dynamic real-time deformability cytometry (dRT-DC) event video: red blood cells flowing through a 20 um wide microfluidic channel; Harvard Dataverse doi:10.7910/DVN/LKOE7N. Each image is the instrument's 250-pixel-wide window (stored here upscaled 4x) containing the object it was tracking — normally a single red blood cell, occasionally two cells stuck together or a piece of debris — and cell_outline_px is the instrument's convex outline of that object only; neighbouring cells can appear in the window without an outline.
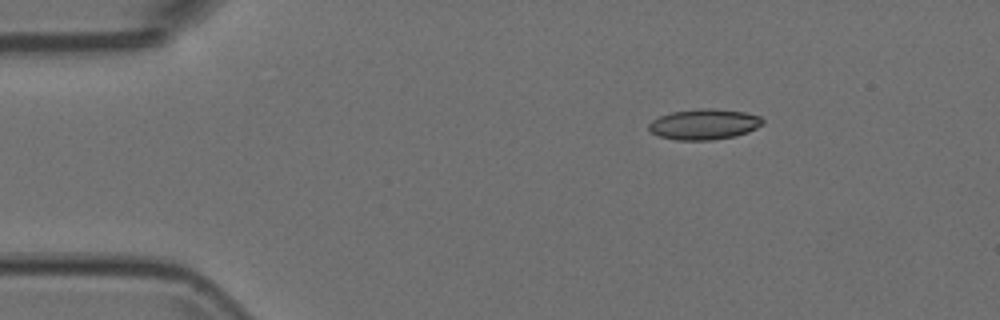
{"species": "Egyptian fruit bat (a non-hibernating species)", "species_latin": "Rousettus aegyptiacus", "temperature_condition": "room temperature", "stored_images_in_passage": 46, "camera_frame_rate_fps": 3000, "um_per_image_px": 0.085, "animal": {"sex": "female"}, "frame": {"image": 1, "passage_image": 1, "time_ms": 0.0, "image_size_px": [1000, 320], "cell_outline_px": [[764, 124], [748, 132], [736, 136], [712, 140], [676, 140], [660, 136], [652, 132], [648, 128], [648, 124], [652, 120], [660, 116], [672, 112], [700, 108], [716, 108], [744, 112], [760, 116], [764, 120]], "centroid_in_image_um": [59.88, 10.56], "position_along_channel_um": 25.1, "area_um2": 20.4}}
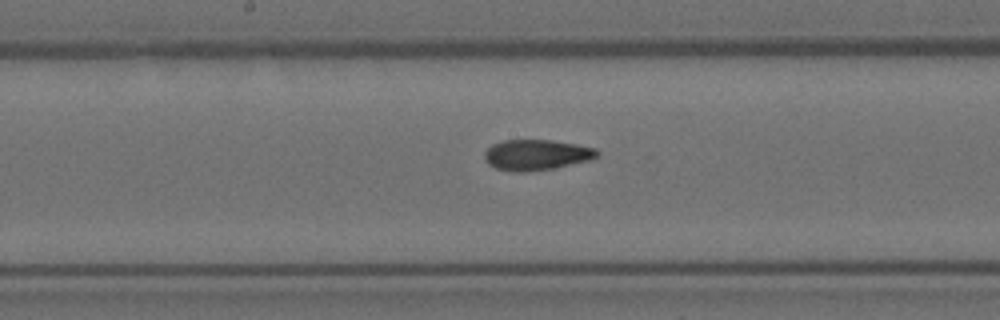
{"frame": {"image": 2, "passage_image": 20, "time_ms": 6.333, "image_size_px": [1000, 320], "cell_outline_px": [[600, 156], [592, 160], [552, 168], [524, 172], [512, 172], [496, 168], [488, 164], [484, 160], [484, 152], [492, 144], [504, 140], [552, 140], [576, 144], [596, 148], [600, 152]], "centroid_in_image_um": [45.61, 13.16], "position_along_channel_um": 202.6, "area_um2": 20.29}}
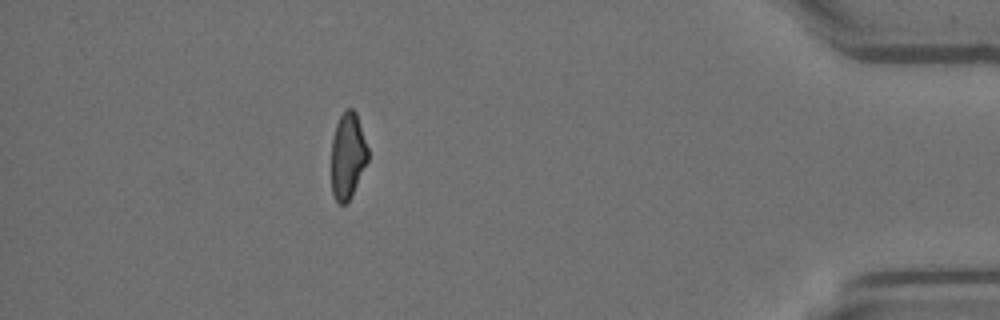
{"frame": {"image": 3, "passage_image": 40, "time_ms": 13.0, "image_size_px": [1000, 320], "cell_outline_px": [[368, 160], [348, 200], [344, 204], [340, 204], [336, 200], [332, 192], [332, 140], [336, 124], [344, 108], [352, 108], [356, 112], [368, 148]], "centroid_in_image_um": [29.55, 13.18], "position_along_channel_um": 405.7, "area_um2": 18.03}}